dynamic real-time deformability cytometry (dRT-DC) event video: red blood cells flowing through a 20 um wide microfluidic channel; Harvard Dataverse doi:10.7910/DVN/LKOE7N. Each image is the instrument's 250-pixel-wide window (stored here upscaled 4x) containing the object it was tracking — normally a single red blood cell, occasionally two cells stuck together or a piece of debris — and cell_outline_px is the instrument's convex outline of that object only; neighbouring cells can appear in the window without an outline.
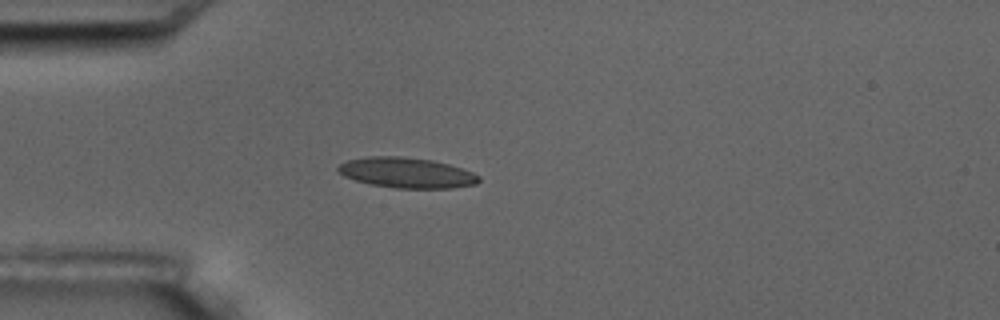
{"species": "common noctule bat (a hibernating species)", "species_latin": "Nyctalus noctula", "temperature_condition": "room temperature", "stored_images_in_passage": 9, "camera_frame_rate_fps": 3000, "um_per_image_px": 0.085, "animal": {"sex": "male", "body_mass_g": 17.5, "forearm_length_mm": 52.3}, "frame": {"image": 1, "passage_image": 3, "time_ms": 3.333, "image_size_px": [1000, 320], "cell_outline_px": [[480, 180], [476, 184], [452, 188], [396, 188], [372, 184], [356, 180], [344, 176], [336, 168], [340, 164], [348, 160], [368, 156], [400, 156], [432, 160], [448, 164], [472, 172], [480, 176]], "centroid_in_image_um": [34.57, 14.68], "position_along_channel_um": 50.4, "area_um2": 24.74}}
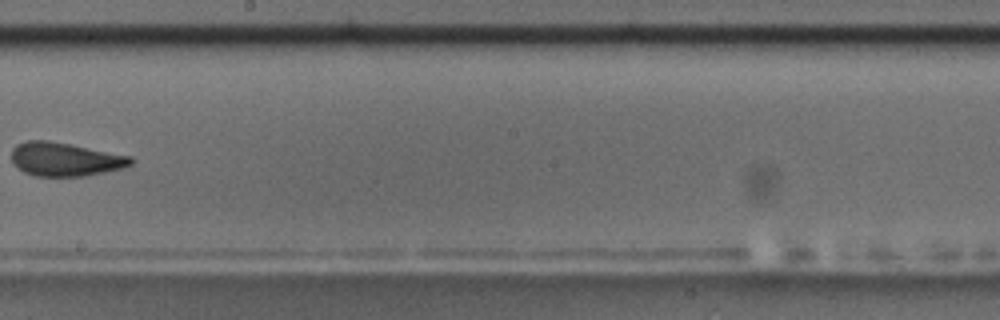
{"frame": {"image": 2, "passage_image": 8, "time_ms": 9.0, "image_size_px": [1000, 320], "cell_outline_px": [[136, 160], [132, 164], [124, 168], [84, 176], [32, 176], [24, 172], [12, 164], [12, 148], [16, 144], [24, 140], [48, 140], [72, 144], [132, 156]], "centroid_in_image_um": [5.54, 13.53], "position_along_channel_um": 242.7, "area_um2": 23.81}}
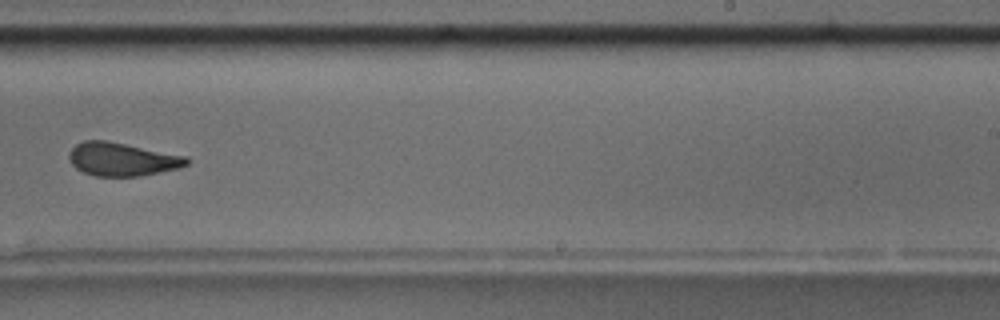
{"frame": {"image": 3, "passage_image": 9, "time_ms": 10.0, "image_size_px": [1000, 320], "cell_outline_px": [[192, 160], [188, 164], [180, 168], [140, 176], [96, 176], [84, 172], [76, 168], [72, 164], [68, 156], [68, 152], [76, 144], [84, 140], [108, 140], [188, 156]], "centroid_in_image_um": [10.42, 13.52], "position_along_channel_um": 278.6, "area_um2": 23.12}}